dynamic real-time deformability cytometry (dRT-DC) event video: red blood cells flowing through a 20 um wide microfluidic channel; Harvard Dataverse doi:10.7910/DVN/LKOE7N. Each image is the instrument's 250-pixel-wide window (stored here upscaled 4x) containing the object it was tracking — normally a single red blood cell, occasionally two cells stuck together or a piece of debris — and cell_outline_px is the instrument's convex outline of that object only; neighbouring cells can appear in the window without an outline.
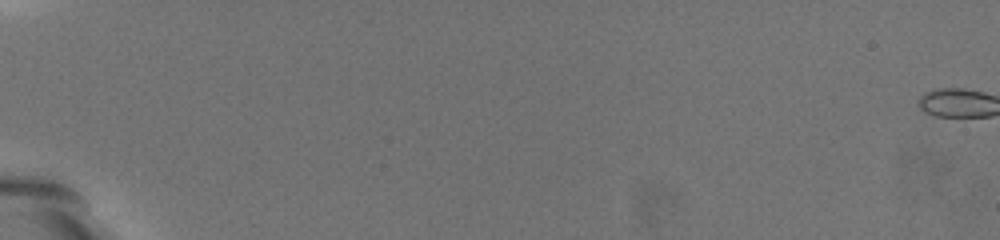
{"species": "common noctule bat (a hibernating species)", "species_latin": "Nyctalus noctula", "temperature_condition": "warm", "stored_images_in_passage": 2, "camera_frame_rate_fps": 3000, "um_per_image_px": 0.085, "animal": {"sex": "female", "body_mass_g": 19.5, "forearm_length_mm": 54.1}, "frame": {"image": 1, "passage_image": 1, "time_ms": 0.0, "image_size_px": [1000, 240], "cell_outline_px": [[164, 120], [148, 128], [128, 104], [116, 72], [116, 68], [120, 64], [164, 104]], "centroid_in_image_um": [11.97, 8.39], "position_along_channel_um": 73.0, "area_um2": 10.12}}